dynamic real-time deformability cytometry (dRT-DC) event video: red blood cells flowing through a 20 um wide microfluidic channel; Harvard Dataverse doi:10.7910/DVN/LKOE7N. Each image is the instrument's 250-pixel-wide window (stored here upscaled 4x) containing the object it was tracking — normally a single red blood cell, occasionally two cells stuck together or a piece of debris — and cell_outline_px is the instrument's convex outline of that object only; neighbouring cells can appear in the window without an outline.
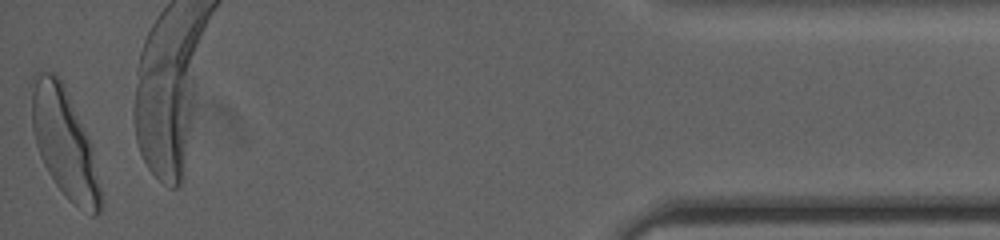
{"species": "human", "species_latin": "Homo sapiens", "temperature_condition": "cold", "stored_images_in_passage": 46, "camera_frame_rate_fps": 3000, "um_per_image_px": 0.085, "donor": {"sex": "female"}, "frame": {"image": 1, "passage_image": 46, "time_ms": 15.0, "image_size_px": [1000, 240], "cell_outline_px": [[104, 200], [100, 212], [96, 216], [92, 216], [68, 200], [56, 184], [48, 172], [40, 156], [36, 144], [32, 128], [28, 84], [32, 76], [36, 72], [52, 72], [64, 84], [92, 144]], "centroid_in_image_um": [5.47, 12.13], "position_along_channel_um": 429.7, "area_um2": 44.68}, "authors_computed_cell_mechanics": {"area_um2": 39.3907, "velocity_mm_per_s": 3.7327, "shape_relaxation_time_tau1_ms": 4.6267, "shape_relaxation_time_tau2_ms": null, "deformation_change_tau1": 0.1513, "deformation_change_tau2": null}}